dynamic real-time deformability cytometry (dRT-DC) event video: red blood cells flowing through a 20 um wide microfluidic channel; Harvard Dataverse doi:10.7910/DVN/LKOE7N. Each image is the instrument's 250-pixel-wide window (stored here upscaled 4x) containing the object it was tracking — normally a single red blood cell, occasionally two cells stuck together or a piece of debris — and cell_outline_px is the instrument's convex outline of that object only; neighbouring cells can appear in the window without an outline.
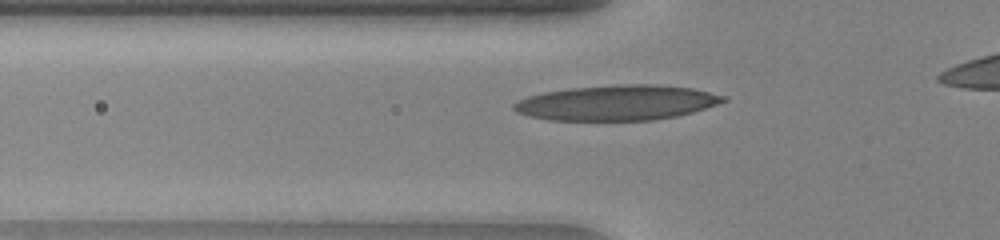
{"species": "human", "species_latin": "Homo sapiens", "temperature_condition": "warm", "stored_images_in_passage": 33, "camera_frame_rate_fps": 3000, "um_per_image_px": 0.085, "donor": {"sex": "female"}, "frame": {"image": 1, "passage_image": 6, "time_ms": 1.667, "image_size_px": [1000, 240], "cell_outline_px": [[728, 100], [692, 112], [676, 116], [652, 120], [548, 120], [528, 116], [516, 112], [512, 108], [512, 104], [528, 96], [544, 92], [568, 88], [620, 84], [656, 84], [692, 88], [728, 96]], "centroid_in_image_um": [52.43, 8.72], "position_along_channel_um": 73.4, "area_um2": 43.0}}
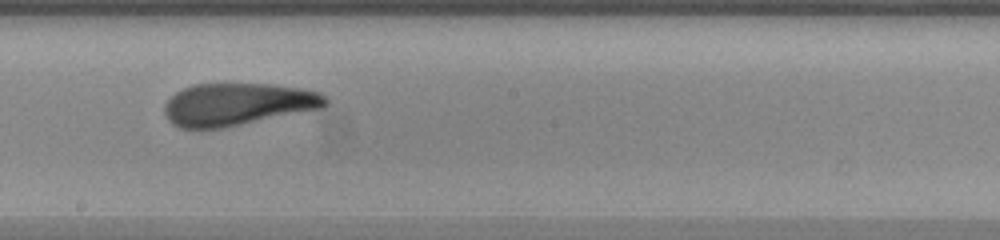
{"frame": {"image": 2, "passage_image": 17, "time_ms": 5.333, "image_size_px": [1000, 240], "cell_outline_px": [[328, 104], [324, 108], [224, 128], [180, 128], [172, 124], [164, 116], [164, 104], [180, 88], [192, 84], [276, 84], [300, 88], [320, 92], [328, 100]], "centroid_in_image_um": [20.19, 8.86], "position_along_channel_um": 228.0, "area_um2": 40.23}}
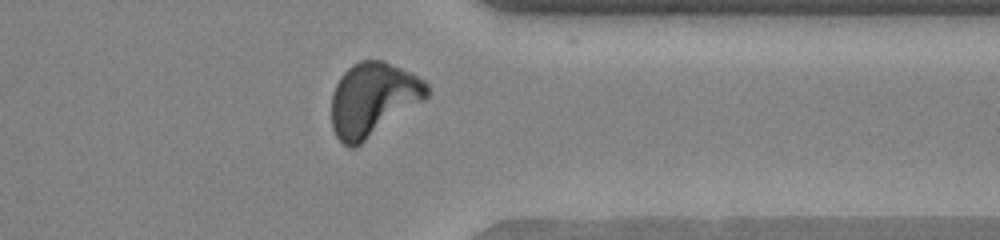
{"frame": {"image": 3, "passage_image": 28, "time_ms": 9.0, "image_size_px": [1000, 240], "cell_outline_px": [[428, 96], [424, 100], [356, 148], [348, 148], [336, 136], [332, 128], [332, 92], [340, 76], [352, 64], [360, 60], [384, 60], [412, 72], [424, 80], [428, 84]], "centroid_in_image_um": [31.7, 8.44], "position_along_channel_um": 379.7, "area_um2": 41.21}}